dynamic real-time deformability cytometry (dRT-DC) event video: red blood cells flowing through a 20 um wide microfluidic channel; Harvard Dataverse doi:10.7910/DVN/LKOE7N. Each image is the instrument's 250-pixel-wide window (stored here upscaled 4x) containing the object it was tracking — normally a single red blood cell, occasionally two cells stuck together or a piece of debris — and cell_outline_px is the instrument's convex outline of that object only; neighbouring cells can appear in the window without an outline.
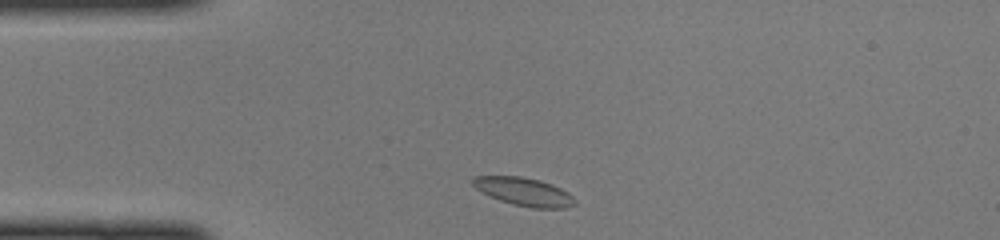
{"species": "common noctule bat (a hibernating species)", "species_latin": "Nyctalus noctula", "temperature_condition": "cold", "stored_images_in_passage": 37, "camera_frame_rate_fps": 3000, "um_per_image_px": 0.085, "animal": {"sex": "female", "body_mass_g": 22.0, "forearm_length_mm": 56.7}, "frame": {"image": 1, "passage_image": 1, "time_ms": 0.0, "image_size_px": [1000, 240], "cell_outline_px": [[576, 204], [564, 208], [532, 208], [512, 204], [488, 196], [476, 188], [472, 184], [472, 176], [520, 176], [540, 180], [552, 184], [568, 192], [576, 200]], "centroid_in_image_um": [44.53, 16.29], "position_along_channel_um": 40.5, "area_um2": 16.82}}
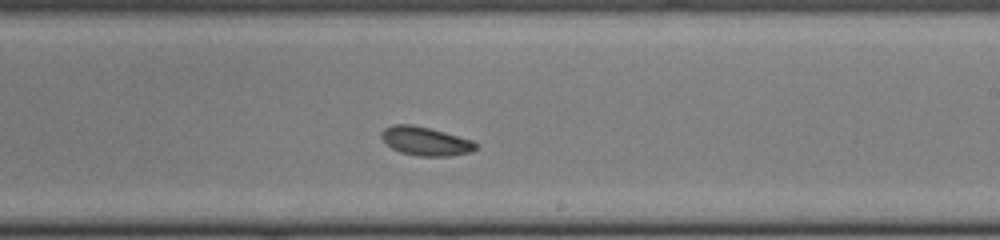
{"frame": {"image": 2, "passage_image": 18, "time_ms": 5.667, "image_size_px": [1000, 240], "cell_outline_px": [[480, 144], [472, 152], [448, 156], [416, 156], [400, 152], [392, 148], [380, 136], [380, 132], [384, 128], [392, 124], [412, 124], [444, 132], [472, 140]], "centroid_in_image_um": [36.17, 12.0], "position_along_channel_um": 252.8, "area_um2": 15.84}}
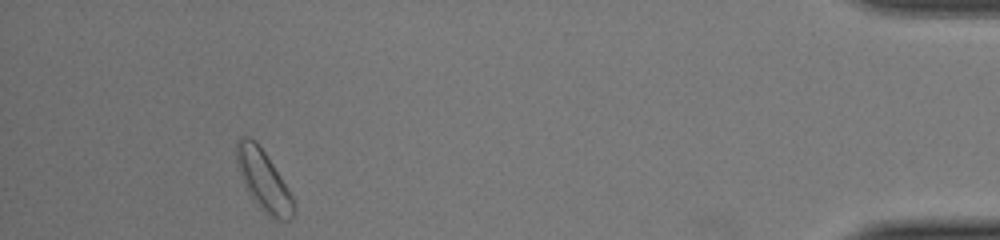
{"frame": {"image": 3, "passage_image": 34, "time_ms": 11.0, "image_size_px": [1000, 240], "cell_outline_px": [[296, 204], [292, 216], [288, 220], [280, 220], [264, 212], [248, 192], [244, 184], [236, 160], [236, 140], [244, 136], [248, 136], [256, 140], [288, 188]], "centroid_in_image_um": [22.39, 15.3], "position_along_channel_um": 412.8, "area_um2": 19.65}}